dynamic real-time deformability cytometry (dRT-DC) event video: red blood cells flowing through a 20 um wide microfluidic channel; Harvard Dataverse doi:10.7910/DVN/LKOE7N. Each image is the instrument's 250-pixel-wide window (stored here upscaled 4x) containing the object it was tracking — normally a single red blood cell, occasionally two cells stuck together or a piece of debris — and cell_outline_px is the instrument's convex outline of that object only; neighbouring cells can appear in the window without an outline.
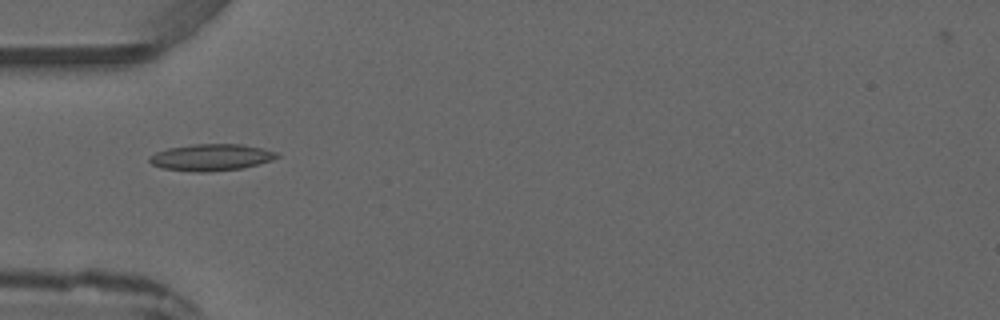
{"species": "common noctule bat (a hibernating species)", "species_latin": "Nyctalus noctula", "temperature_condition": "warm", "stored_images_in_passage": 2, "camera_frame_rate_fps": 3000, "um_per_image_px": 0.085, "animal": {"sex": "male", "forearm_length_mm": 52.5}, "frame": {"image": 1, "passage_image": 2, "time_ms": 1.0, "image_size_px": [1000, 320], "cell_outline_px": [[280, 156], [272, 160], [244, 168], [208, 172], [196, 172], [160, 168], [152, 164], [148, 160], [148, 156], [156, 152], [168, 148], [192, 144], [240, 144], [260, 148], [276, 152]], "centroid_in_image_um": [17.91, 13.38], "position_along_channel_um": 67.1, "area_um2": 19.88}}